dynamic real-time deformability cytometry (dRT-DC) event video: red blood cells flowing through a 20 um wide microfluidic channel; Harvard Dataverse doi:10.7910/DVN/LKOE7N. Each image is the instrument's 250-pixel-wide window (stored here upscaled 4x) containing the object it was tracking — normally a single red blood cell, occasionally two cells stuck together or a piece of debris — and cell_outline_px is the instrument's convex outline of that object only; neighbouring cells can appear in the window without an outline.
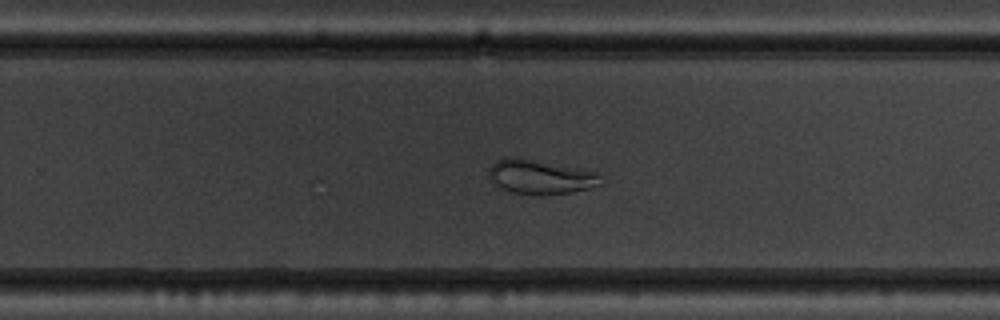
{"species": "common noctule bat (a hibernating species)", "species_latin": "Nyctalus noctula", "temperature_condition": "warm", "stored_images_in_passage": 52, "camera_frame_rate_fps": 3000, "um_per_image_px": 0.085, "animal": {"sex": "male", "body_mass_g": 19.5, "forearm_length_mm": 54.6}, "frame": {"image": 1, "passage_image": 36, "time_ms": 11.667, "image_size_px": [1000, 320], "cell_outline_px": [[604, 180], [600, 184], [588, 188], [572, 192], [544, 196], [540, 196], [512, 192], [500, 188], [488, 176], [488, 168], [496, 160], [508, 156], [516, 156], [580, 168], [600, 172]], "centroid_in_image_um": [45.95, 15.03], "position_along_channel_um": 283.9, "area_um2": 23.0}}
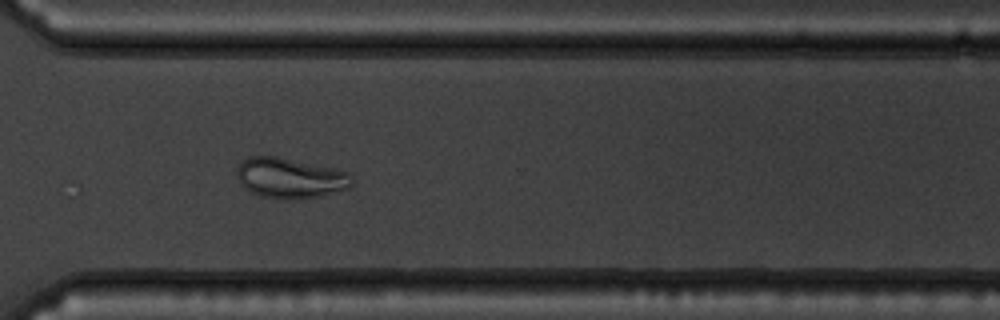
{"frame": {"image": 2, "passage_image": 41, "time_ms": 13.333, "image_size_px": [1000, 320], "cell_outline_px": [[352, 184], [348, 188], [300, 200], [280, 200], [260, 196], [244, 188], [240, 184], [236, 176], [236, 168], [248, 156], [276, 156], [332, 168], [348, 172], [352, 176]], "centroid_in_image_um": [24.6, 15.15], "position_along_channel_um": 346.0, "area_um2": 27.11}}
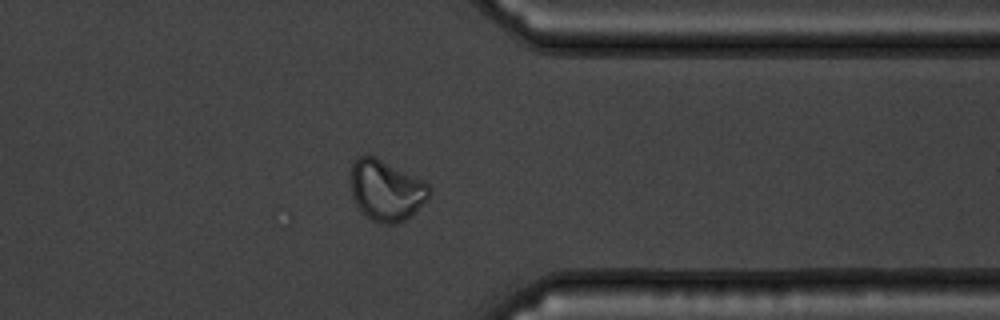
{"frame": {"image": 3, "passage_image": 44, "time_ms": 14.333, "image_size_px": [1000, 320], "cell_outline_px": [[432, 192], [404, 220], [396, 224], [380, 224], [372, 220], [356, 204], [352, 196], [352, 164], [360, 156], [376, 156], [424, 180], [428, 184]], "centroid_in_image_um": [32.83, 16.16], "position_along_channel_um": 378.6, "area_um2": 27.28}}